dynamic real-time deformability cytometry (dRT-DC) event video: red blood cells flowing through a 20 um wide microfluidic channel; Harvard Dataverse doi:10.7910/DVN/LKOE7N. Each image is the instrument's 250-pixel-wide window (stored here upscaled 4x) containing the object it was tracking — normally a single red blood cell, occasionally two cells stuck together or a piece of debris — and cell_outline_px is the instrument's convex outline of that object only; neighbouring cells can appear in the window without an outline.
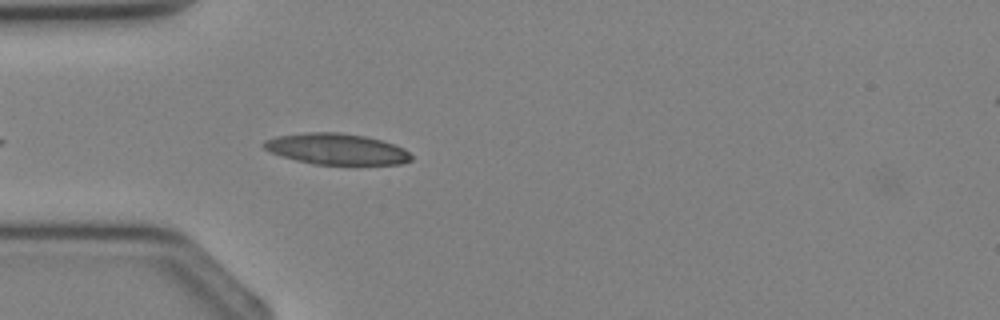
{"species": "Egyptian fruit bat (a non-hibernating species)", "species_latin": "Rousettus aegyptiacus", "temperature_condition": "cold", "stored_images_in_passage": 1, "camera_frame_rate_fps": 3000, "um_per_image_px": 0.085, "animal": {"sex": "female"}, "frame": {"image": 1, "passage_image": 1, "time_ms": 0.0, "image_size_px": [1000, 320], "cell_outline_px": [[412, 160], [400, 164], [356, 168], [316, 164], [296, 160], [272, 152], [264, 148], [260, 144], [264, 140], [276, 136], [308, 132], [340, 132], [364, 136], [380, 140], [404, 148], [412, 156]], "centroid_in_image_um": [28.67, 12.72], "position_along_channel_um": 56.3, "area_um2": 27.63}}